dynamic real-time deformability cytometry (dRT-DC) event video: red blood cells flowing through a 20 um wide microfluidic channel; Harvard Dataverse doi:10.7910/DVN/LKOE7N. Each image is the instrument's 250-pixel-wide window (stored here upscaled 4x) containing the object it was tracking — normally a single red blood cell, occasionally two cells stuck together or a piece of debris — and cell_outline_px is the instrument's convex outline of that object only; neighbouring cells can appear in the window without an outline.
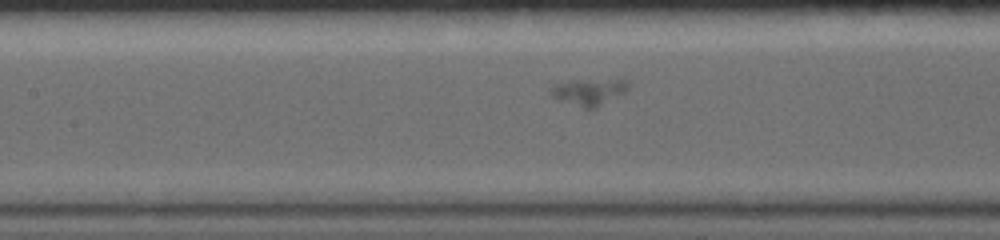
{"species": "common noctule bat (a hibernating species)", "species_latin": "Nyctalus noctula", "temperature_condition": "warm", "stored_images_in_passage": 70, "camera_frame_rate_fps": 5000, "um_per_image_px": 0.085, "animal": {"sex": "female", "body_mass_g": 19.0, "forearm_length_mm": 56.7}, "frame": {"image": 1, "passage_image": 17, "time_ms": 4.6, "image_size_px": [1000, 240], "cell_outline_px": [[628, 88], [624, 92], [596, 108], [584, 108], [560, 100], [552, 96], [552, 88], [556, 84], [572, 80], [628, 80]], "centroid_in_image_um": [50.07, 7.81], "position_along_channel_um": 157.3, "area_um2": 11.56}}